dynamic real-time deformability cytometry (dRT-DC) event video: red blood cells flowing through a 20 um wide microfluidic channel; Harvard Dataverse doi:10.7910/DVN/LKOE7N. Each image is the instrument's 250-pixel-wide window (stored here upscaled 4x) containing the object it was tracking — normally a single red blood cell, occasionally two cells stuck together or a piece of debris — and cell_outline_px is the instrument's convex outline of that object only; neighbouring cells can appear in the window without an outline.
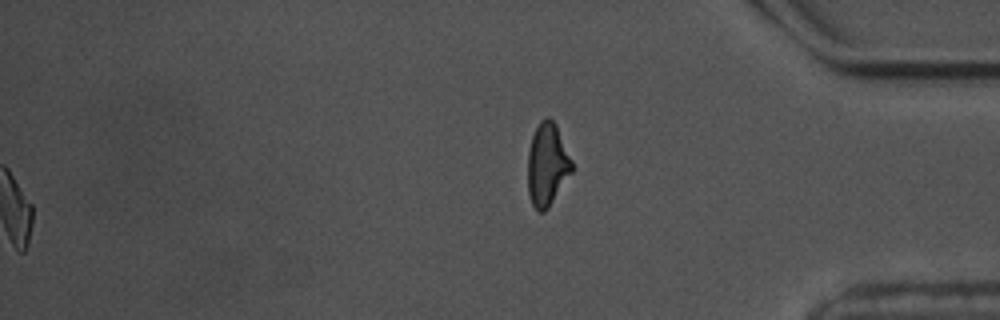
{"species": "common noctule bat (a hibernating species)", "species_latin": "Nyctalus noctula", "temperature_condition": "warm", "stored_images_in_passage": 60, "segment_of_instrument_passage": [2, 2], "camera_frame_rate_fps": 3000, "um_per_image_px": 0.085, "animal": {"sex": "male", "body_mass_g": 17.5, "forearm_length_mm": 52.3}, "frame": {"image": 1, "passage_image": 60, "time_ms": 19.667, "image_size_px": [1000, 320], "cell_outline_px": [[572, 172], [548, 208], [544, 212], [536, 212], [528, 196], [528, 152], [532, 136], [540, 120], [548, 116], [556, 124], [572, 160]], "centroid_in_image_um": [46.5, 14.01], "position_along_channel_um": 388.7, "area_um2": 21.33}}